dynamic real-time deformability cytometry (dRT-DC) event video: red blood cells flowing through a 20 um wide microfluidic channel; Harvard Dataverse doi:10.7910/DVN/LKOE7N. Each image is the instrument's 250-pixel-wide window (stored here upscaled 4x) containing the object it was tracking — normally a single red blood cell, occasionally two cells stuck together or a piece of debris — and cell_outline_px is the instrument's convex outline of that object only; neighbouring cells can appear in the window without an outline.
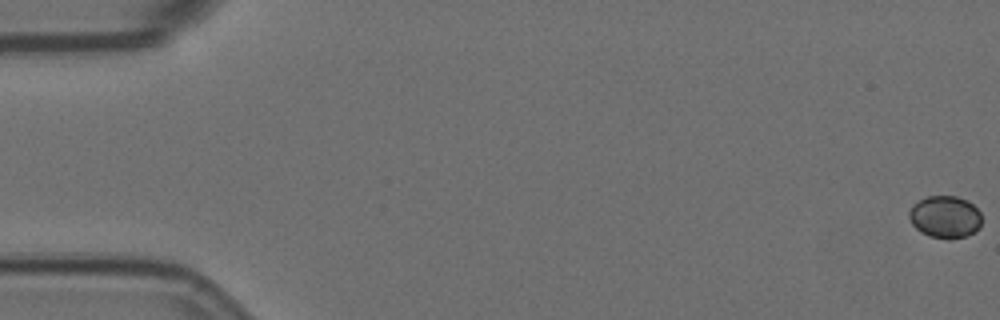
{"species": "Egyptian fruit bat (a non-hibernating species)", "species_latin": "Rousettus aegyptiacus", "temperature_condition": "room temperature", "stored_images_in_passage": 6, "camera_frame_rate_fps": 3000, "um_per_image_px": 0.085, "animal": {"sex": "female"}, "frame": {"image": 1, "passage_image": 1, "time_ms": 0.0, "image_size_px": [1000, 320], "cell_outline_px": [[980, 228], [968, 236], [948, 240], [928, 236], [920, 232], [912, 224], [908, 216], [908, 212], [912, 204], [928, 196], [956, 196], [968, 200], [980, 212]], "centroid_in_image_um": [80.32, 18.45], "position_along_channel_um": 4.7, "area_um2": 18.15}}
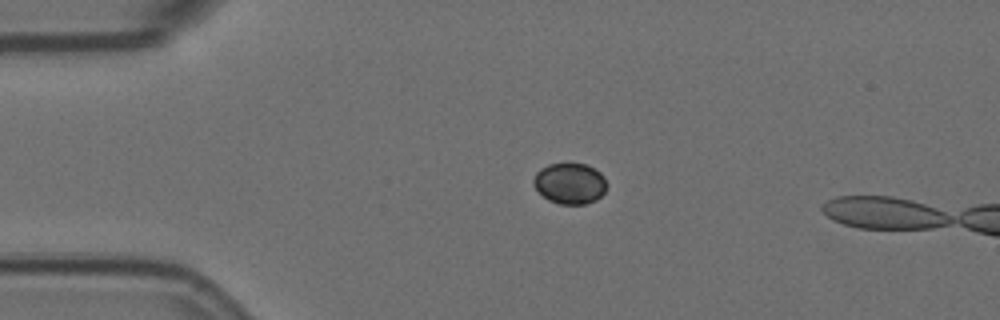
{"frame": {"image": 2, "passage_image": 4, "time_ms": 1.0, "image_size_px": [1000, 320], "cell_outline_px": [[608, 184], [604, 192], [596, 200], [584, 204], [560, 204], [548, 200], [532, 184], [532, 180], [536, 172], [540, 168], [548, 164], [584, 164], [600, 172], [604, 176]], "centroid_in_image_um": [48.43, 15.59], "position_along_channel_um": 36.6, "area_um2": 17.46}}